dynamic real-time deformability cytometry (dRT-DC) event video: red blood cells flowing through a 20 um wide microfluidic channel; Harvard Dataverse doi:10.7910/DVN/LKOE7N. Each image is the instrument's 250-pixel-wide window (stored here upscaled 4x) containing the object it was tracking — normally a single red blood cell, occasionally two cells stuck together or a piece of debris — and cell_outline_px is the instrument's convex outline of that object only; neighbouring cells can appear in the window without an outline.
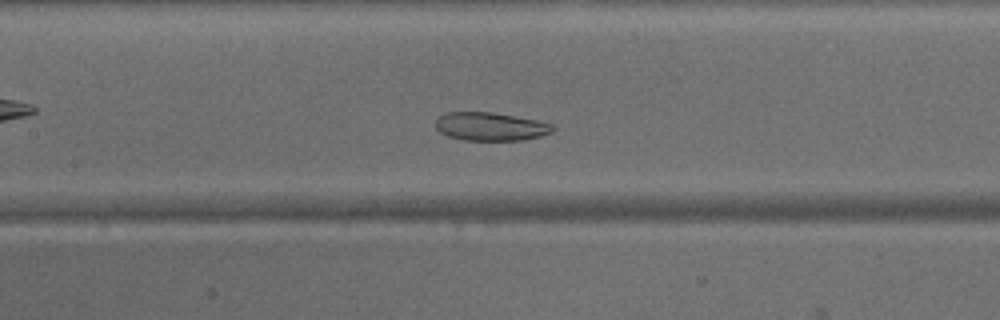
{"species": "common noctule bat (a hibernating species)", "species_latin": "Nyctalus noctula", "temperature_condition": "warm", "stored_images_in_passage": 47, "camera_frame_rate_fps": 3000, "um_per_image_px": 0.085, "animal": {"sex": "male", "body_mass_g": 15.6}, "frame": {"image": 1, "passage_image": 22, "time_ms": 7.0, "image_size_px": [1000, 320], "cell_outline_px": [[556, 128], [552, 132], [540, 136], [524, 140], [464, 140], [448, 136], [440, 132], [436, 128], [436, 120], [440, 116], [448, 112], [492, 112], [536, 120], [552, 124]], "centroid_in_image_um": [41.71, 10.76], "position_along_channel_um": 165.7, "area_um2": 19.25}}
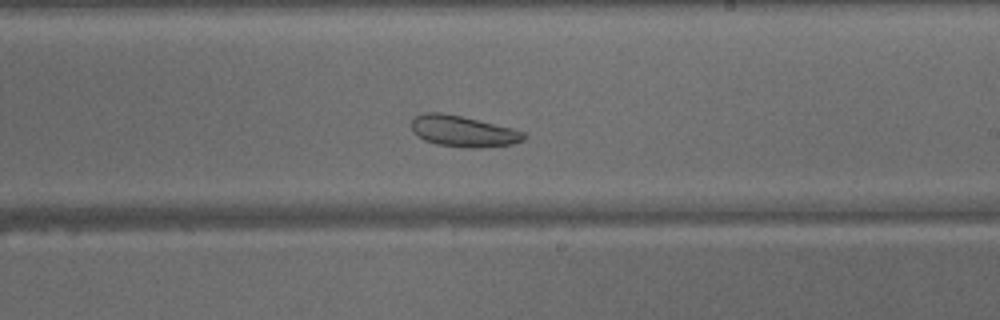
{"frame": {"image": 2, "passage_image": 28, "time_ms": 9.0, "image_size_px": [1000, 320], "cell_outline_px": [[528, 136], [524, 140], [512, 144], [476, 148], [468, 148], [436, 144], [424, 140], [416, 136], [412, 132], [412, 120], [416, 116], [424, 112], [440, 112], [460, 116], [512, 128], [524, 132]], "centroid_in_image_um": [39.35, 11.16], "position_along_channel_um": 249.6, "area_um2": 20.35}}
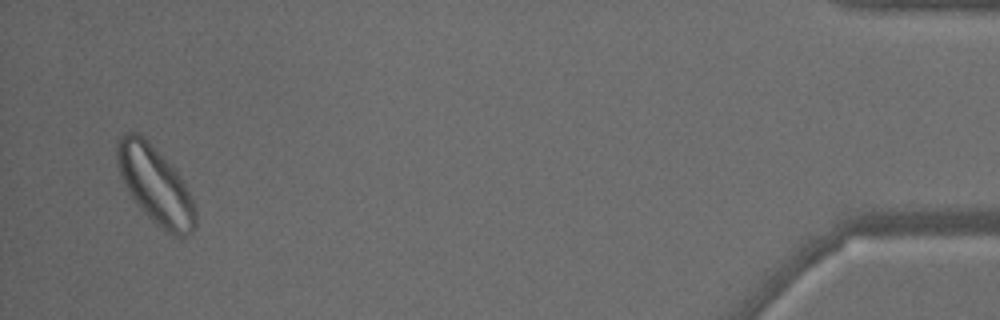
{"frame": {"image": 3, "passage_image": 46, "time_ms": 15.0, "image_size_px": [1000, 320], "cell_outline_px": [[196, 224], [192, 232], [184, 236], [172, 236], [164, 232], [140, 208], [128, 192], [120, 176], [116, 164], [116, 140], [120, 136], [128, 132], [136, 132], [144, 136], [176, 168], [196, 208]], "centroid_in_image_um": [13.18, 15.71], "position_along_channel_um": 422.0, "area_um2": 35.72}}